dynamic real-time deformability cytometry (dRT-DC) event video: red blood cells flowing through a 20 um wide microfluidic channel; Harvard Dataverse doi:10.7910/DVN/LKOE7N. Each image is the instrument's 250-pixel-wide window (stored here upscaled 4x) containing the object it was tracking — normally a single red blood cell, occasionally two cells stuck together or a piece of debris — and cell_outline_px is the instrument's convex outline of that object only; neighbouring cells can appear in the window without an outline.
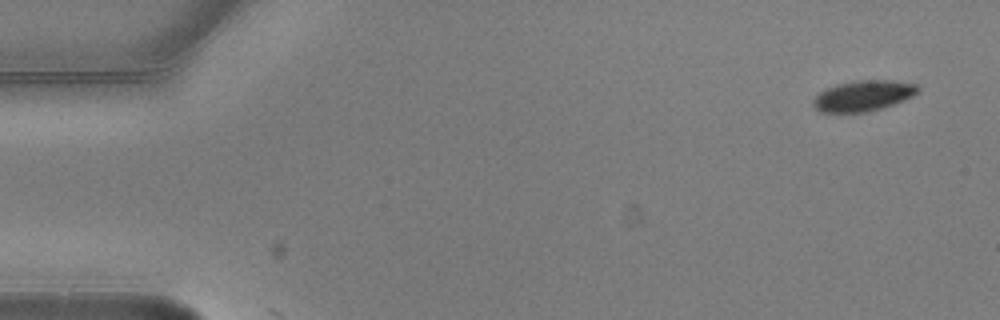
{"species": "common noctule bat (a hibernating species)", "species_latin": "Nyctalus noctula", "temperature_condition": "warm", "stored_images_in_passage": 5, "camera_frame_rate_fps": 3000, "um_per_image_px": 0.085, "animal": {"sex": "male", "body_mass_g": 20.5, "forearm_length_mm": 52.5}, "frame": {"image": 1, "passage_image": 1, "time_ms": 0.0, "image_size_px": [1000, 320], "cell_outline_px": [[920, 88], [912, 96], [904, 100], [868, 112], [816, 112], [812, 104], [812, 100], [824, 88], [836, 84], [852, 80], [892, 80], [916, 84]], "centroid_in_image_um": [73.31, 8.13], "position_along_channel_um": 11.7, "area_um2": 18.84}}
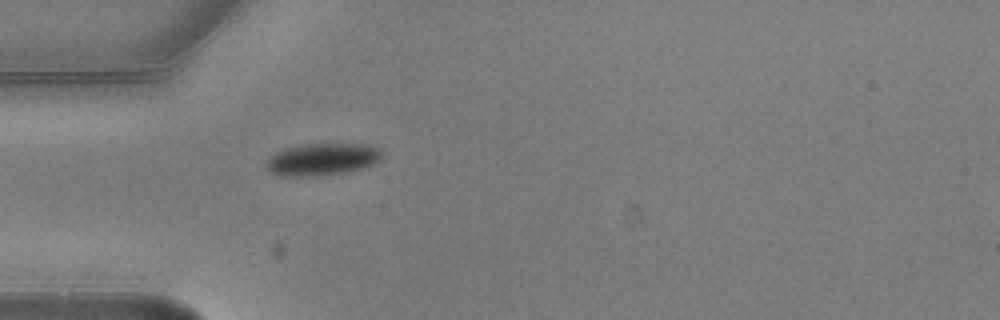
{"frame": {"image": 2, "passage_image": 5, "time_ms": 1.333, "image_size_px": [1000, 320], "cell_outline_px": [[384, 156], [380, 160], [372, 164], [360, 168], [344, 172], [316, 176], [280, 176], [272, 172], [264, 164], [276, 152], [284, 148], [304, 144], [372, 144], [380, 148], [384, 152]], "centroid_in_image_um": [27.44, 13.52], "position_along_channel_um": 57.6, "area_um2": 21.73}}